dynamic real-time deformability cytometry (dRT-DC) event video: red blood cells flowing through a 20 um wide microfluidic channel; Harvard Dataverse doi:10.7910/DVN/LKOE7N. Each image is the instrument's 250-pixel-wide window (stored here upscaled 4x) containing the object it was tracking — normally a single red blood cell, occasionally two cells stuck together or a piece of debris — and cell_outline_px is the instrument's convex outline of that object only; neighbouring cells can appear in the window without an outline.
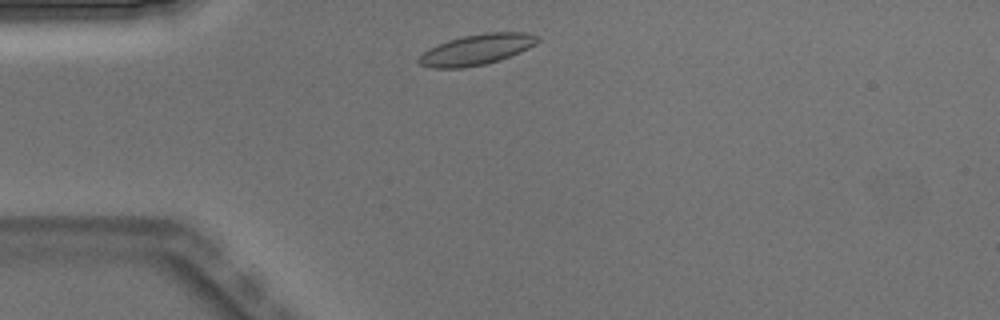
{"species": "Egyptian fruit bat (a non-hibernating species)", "species_latin": "Rousettus aegyptiacus", "temperature_condition": "warm", "stored_images_in_passage": 3, "camera_frame_rate_fps": 3000, "um_per_image_px": 0.085, "animal": {"sex": "male"}, "frame": {"image": 1, "passage_image": 1, "time_ms": 0.0, "image_size_px": [1000, 320], "cell_outline_px": [[540, 40], [536, 44], [520, 52], [500, 60], [484, 64], [464, 68], [432, 68], [420, 64], [416, 60], [428, 48], [436, 44], [448, 40], [464, 36], [488, 32], [524, 32], [540, 36]], "centroid_in_image_um": [40.52, 4.21], "position_along_channel_um": 44.5, "area_um2": 21.27}}